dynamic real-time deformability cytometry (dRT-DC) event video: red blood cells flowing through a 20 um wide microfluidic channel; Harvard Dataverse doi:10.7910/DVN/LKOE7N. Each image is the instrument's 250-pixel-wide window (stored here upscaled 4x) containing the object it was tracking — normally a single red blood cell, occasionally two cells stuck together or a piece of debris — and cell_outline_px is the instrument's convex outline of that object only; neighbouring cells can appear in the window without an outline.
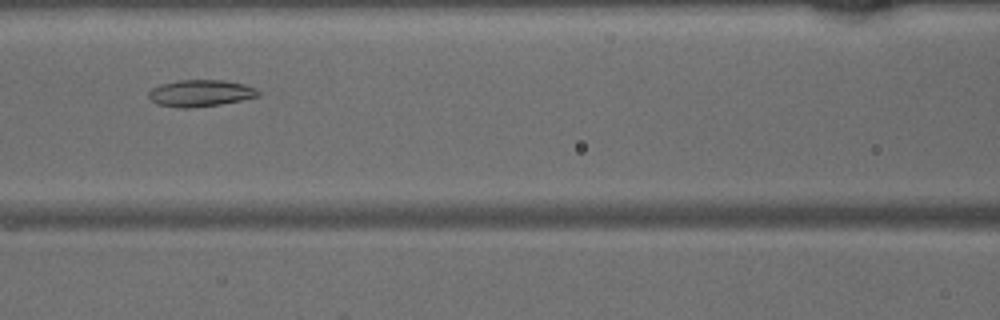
{"species": "common noctule bat (a hibernating species)", "species_latin": "Nyctalus noctula", "temperature_condition": "warm", "stored_images_in_passage": 35, "camera_frame_rate_fps": 3000, "um_per_image_px": 0.085, "animal": {"sex": "male", "body_mass_g": 15.6}, "frame": {"image": 1, "passage_image": 10, "time_ms": 3.0, "image_size_px": [1000, 320], "cell_outline_px": [[260, 96], [220, 104], [188, 108], [180, 108], [156, 104], [148, 96], [148, 92], [152, 88], [160, 84], [180, 80], [224, 80], [244, 84], [256, 88], [260, 92]], "centroid_in_image_um": [17.03, 7.91], "position_along_channel_um": 149.6, "area_um2": 17.05}}
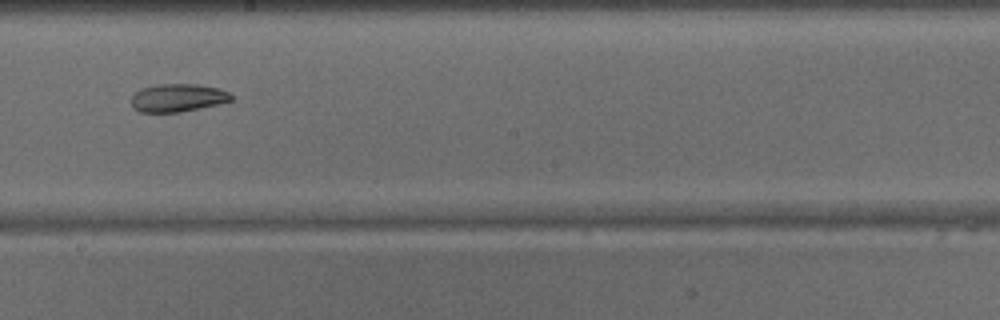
{"frame": {"image": 2, "passage_image": 16, "time_ms": 5.0, "image_size_px": [1000, 320], "cell_outline_px": [[232, 100], [220, 104], [180, 112], [140, 112], [132, 108], [132, 96], [140, 88], [156, 84], [196, 84], [220, 88], [228, 92], [232, 96]], "centroid_in_image_um": [15.1, 8.31], "position_along_channel_um": 233.1, "area_um2": 16.42}}
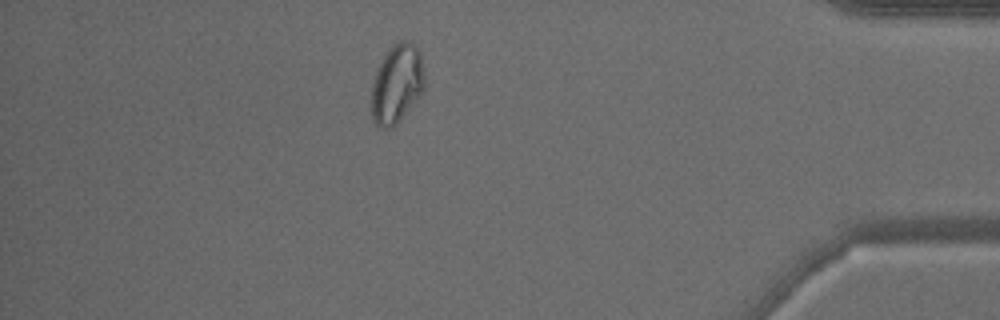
{"frame": {"image": 3, "passage_image": 31, "time_ms": 10.0, "image_size_px": [1000, 320], "cell_outline_px": [[424, 92], [400, 120], [392, 128], [380, 128], [372, 120], [372, 84], [376, 72], [384, 56], [400, 40], [408, 40], [416, 44], [420, 52], [424, 76]], "centroid_in_image_um": [33.76, 7.15], "position_along_channel_um": 401.4, "area_um2": 24.33}}